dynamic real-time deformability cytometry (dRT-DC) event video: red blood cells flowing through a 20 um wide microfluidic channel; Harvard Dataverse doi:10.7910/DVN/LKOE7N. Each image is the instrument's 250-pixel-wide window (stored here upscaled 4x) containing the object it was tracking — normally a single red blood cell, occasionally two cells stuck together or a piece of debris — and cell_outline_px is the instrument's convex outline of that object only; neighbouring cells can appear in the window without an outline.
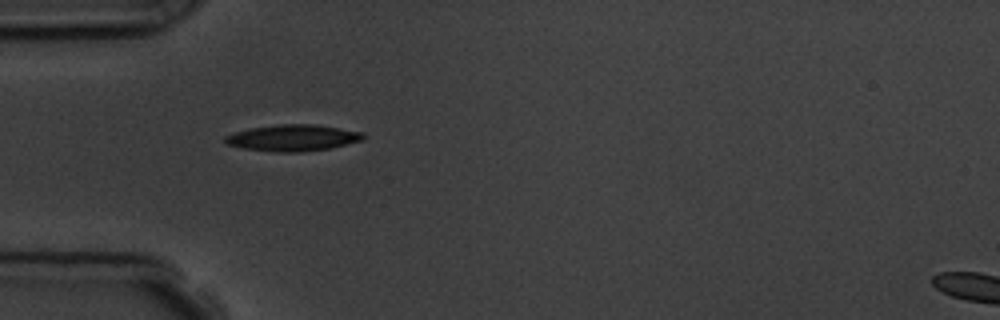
{"species": "common noctule bat (a hibernating species)", "species_latin": "Nyctalus noctula", "temperature_condition": "room temperature", "stored_images_in_passage": 6, "camera_frame_rate_fps": 3000, "um_per_image_px": 0.085, "animal": {"sex": "male", "body_mass_g": 19.5, "forearm_length_mm": 54.6}, "frame": {"image": 1, "passage_image": 5, "time_ms": 5.667, "image_size_px": [1000, 320], "cell_outline_px": [[364, 140], [332, 148], [300, 152], [276, 152], [244, 148], [228, 144], [224, 140], [224, 136], [236, 132], [252, 128], [280, 124], [316, 124], [364, 132]], "centroid_in_image_um": [24.95, 11.72], "position_along_channel_um": 60.0, "area_um2": 21.21}}